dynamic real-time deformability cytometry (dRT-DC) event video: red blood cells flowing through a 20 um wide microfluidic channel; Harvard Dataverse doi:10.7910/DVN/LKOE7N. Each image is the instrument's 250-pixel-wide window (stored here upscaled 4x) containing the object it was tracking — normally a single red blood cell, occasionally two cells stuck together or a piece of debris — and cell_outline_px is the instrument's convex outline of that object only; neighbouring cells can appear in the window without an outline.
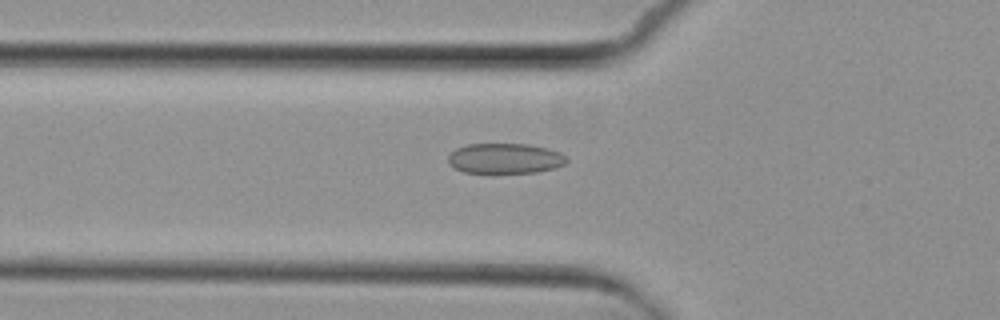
{"species": "common noctule bat (a hibernating species)", "species_latin": "Nyctalus noctula", "temperature_condition": "cold", "stored_images_in_passage": 4, "camera_frame_rate_fps": 3000, "um_per_image_px": 0.085, "animal": {"sex": "female", "body_mass_g": 29.2, "forearm_length_mm": 56.3}, "frame": {"image": 1, "passage_image": 4, "time_ms": 5.333, "image_size_px": [1000, 320], "cell_outline_px": [[568, 160], [564, 164], [556, 168], [536, 172], [464, 172], [452, 168], [448, 164], [448, 156], [456, 148], [468, 144], [528, 144], [548, 148], [560, 152]], "centroid_in_image_um": [42.91, 13.46], "position_along_channel_um": 82.9, "area_um2": 20.87}}